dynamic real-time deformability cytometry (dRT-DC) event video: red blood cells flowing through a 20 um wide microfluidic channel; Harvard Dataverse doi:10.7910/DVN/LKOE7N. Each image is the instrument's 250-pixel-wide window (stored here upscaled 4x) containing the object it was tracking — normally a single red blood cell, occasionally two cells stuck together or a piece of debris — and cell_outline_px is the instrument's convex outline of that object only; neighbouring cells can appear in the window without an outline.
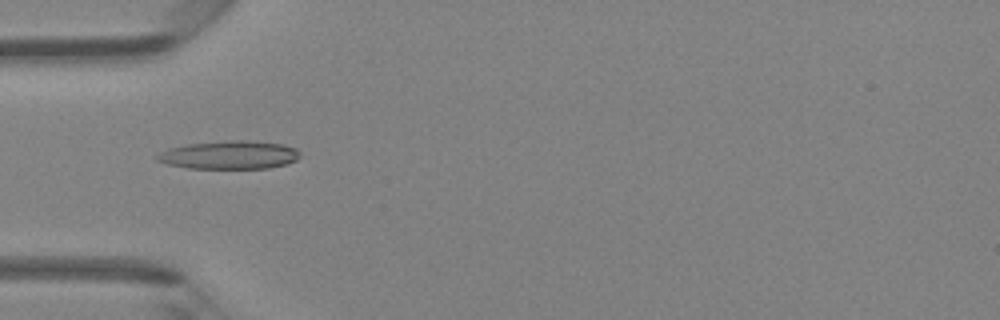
{"species": "Egyptian fruit bat (a non-hibernating species)", "species_latin": "Rousettus aegyptiacus", "temperature_condition": "room temperature", "stored_images_in_passage": 38, "camera_frame_rate_fps": 3000, "um_per_image_px": 0.085, "animal": {"sex": "female"}, "frame": {"image": 1, "passage_image": 6, "time_ms": 1.667, "image_size_px": [1000, 320], "cell_outline_px": [[300, 156], [296, 160], [288, 164], [268, 168], [188, 168], [168, 164], [156, 160], [156, 156], [160, 152], [168, 148], [188, 144], [232, 140], [248, 140], [280, 144], [296, 148], [300, 152]], "centroid_in_image_um": [19.51, 13.17], "position_along_channel_um": 65.5, "area_um2": 23.47}}
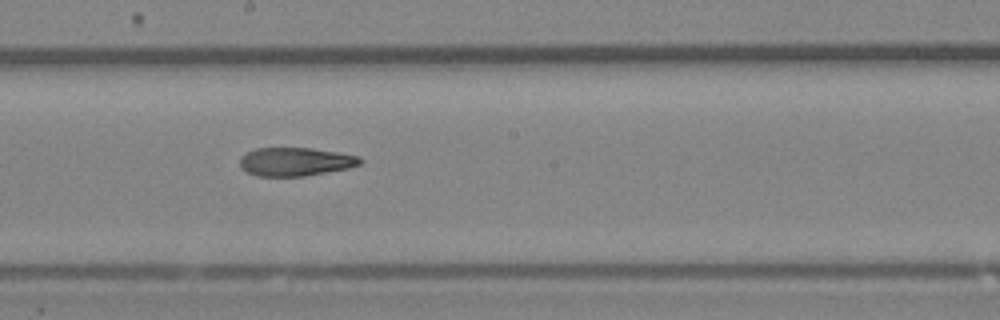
{"frame": {"image": 2, "passage_image": 17, "time_ms": 5.333, "image_size_px": [1000, 320], "cell_outline_px": [[364, 160], [360, 164], [348, 168], [304, 176], [256, 176], [240, 168], [240, 156], [256, 148], [312, 148], [360, 156]], "centroid_in_image_um": [25.1, 13.74], "position_along_channel_um": 223.1, "area_um2": 19.94}}
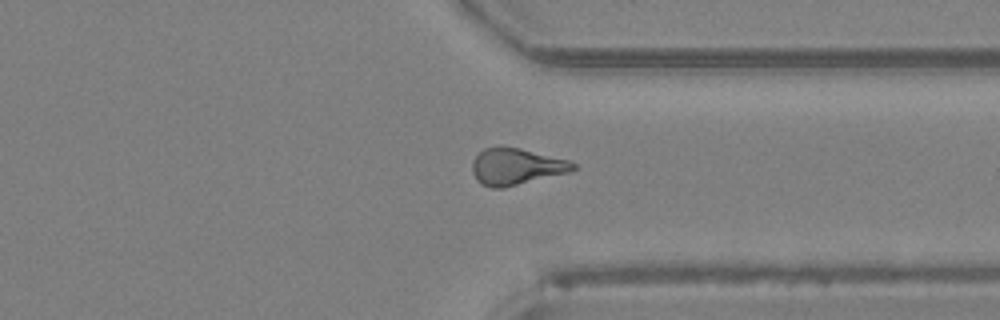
{"frame": {"image": 3, "passage_image": 27, "time_ms": 8.667, "image_size_px": [1000, 320], "cell_outline_px": [[576, 168], [568, 172], [504, 188], [492, 188], [480, 184], [476, 180], [472, 172], [472, 164], [476, 156], [484, 148], [500, 144], [520, 148], [568, 160], [576, 164]], "centroid_in_image_um": [43.82, 14.14], "position_along_channel_um": 367.6, "area_um2": 21.68}, "authors_computed_cell_mechanics": {"area_um2": 21.0392, "velocity_mm_per_s": 4.32, "shape_relaxation_time_tau1_ms": null, "shape_relaxation_time_tau2_ms": 6.1296, "deformation_change_tau1": null, "deformation_change_tau2": 0.1843}}